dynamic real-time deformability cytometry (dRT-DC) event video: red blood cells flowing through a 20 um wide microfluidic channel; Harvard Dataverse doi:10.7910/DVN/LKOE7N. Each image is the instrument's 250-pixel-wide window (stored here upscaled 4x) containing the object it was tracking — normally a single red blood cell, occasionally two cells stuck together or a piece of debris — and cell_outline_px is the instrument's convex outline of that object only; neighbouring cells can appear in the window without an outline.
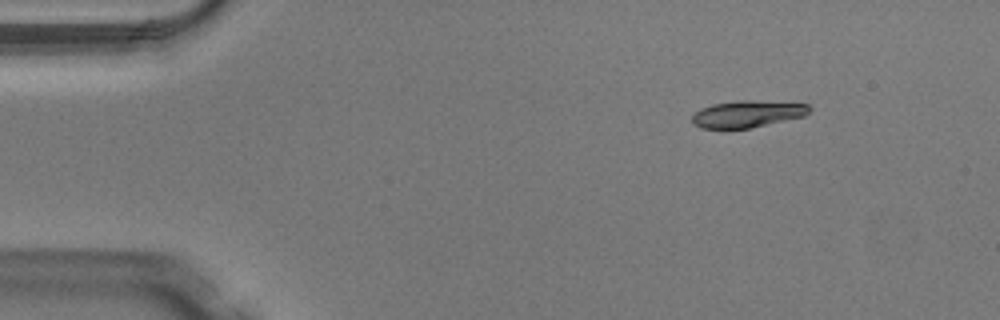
{"species": "Egyptian fruit bat (a non-hibernating species)", "species_latin": "Rousettus aegyptiacus", "temperature_condition": "warm", "stored_images_in_passage": 43, "camera_frame_rate_fps": 3000, "um_per_image_px": 0.085, "animal": {"sex": "male"}, "frame": {"image": 1, "passage_image": 1, "time_ms": 0.0, "image_size_px": [1000, 320], "cell_outline_px": [[812, 108], [804, 116], [748, 128], [700, 128], [692, 124], [692, 116], [700, 108], [712, 104], [740, 100], [752, 100], [808, 104]], "centroid_in_image_um": [63.5, 9.68], "position_along_channel_um": 21.5, "area_um2": 18.21}}
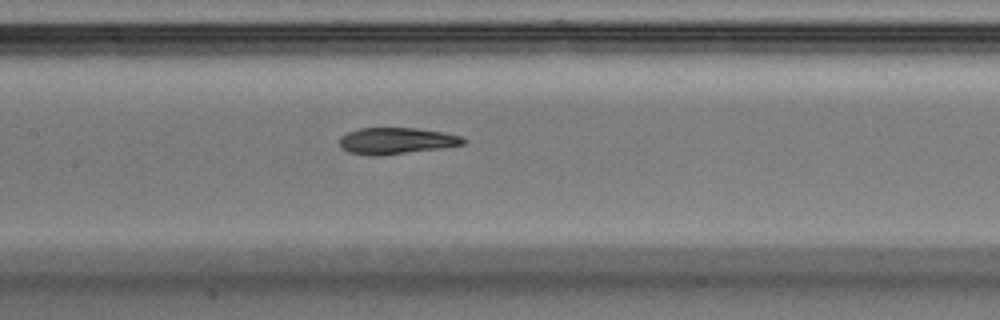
{"frame": {"image": 2, "passage_image": 18, "time_ms": 5.667, "image_size_px": [1000, 320], "cell_outline_px": [[468, 140], [464, 144], [444, 148], [376, 156], [372, 156], [348, 152], [340, 148], [340, 136], [348, 132], [360, 128], [416, 128], [444, 132], [464, 136]], "centroid_in_image_um": [33.73, 11.97], "position_along_channel_um": 173.7, "area_um2": 19.31}}
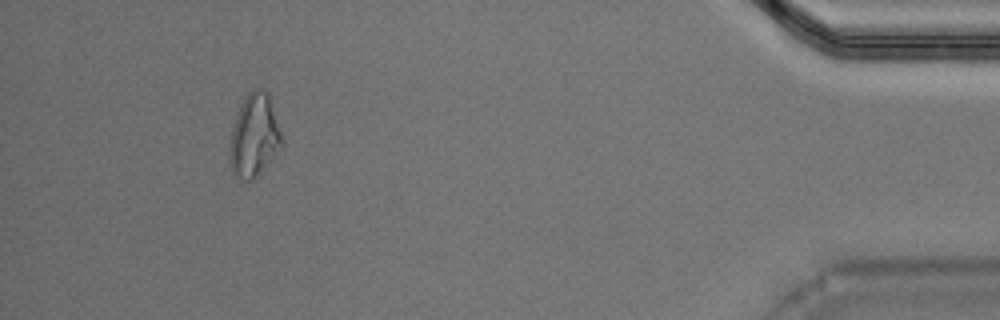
{"frame": {"image": 3, "passage_image": 40, "time_ms": 13.0, "image_size_px": [1000, 320], "cell_outline_px": [[284, 144], [252, 180], [244, 180], [232, 176], [228, 156], [228, 152], [232, 124], [240, 104], [244, 96], [252, 88], [264, 88], [268, 92]], "centroid_in_image_um": [21.56, 11.5], "position_along_channel_um": 413.6, "area_um2": 25.43}, "authors_computed_cell_mechanics": {"area_um2": 19.4786, "velocity_mm_per_s": 4.1123, "shape_relaxation_time_tau1_ms": 6.7061, "shape_relaxation_time_tau2_ms": 3.6958, "deformation_change_tau1": 0.2346, "deformation_change_tau2": 0.0877}}